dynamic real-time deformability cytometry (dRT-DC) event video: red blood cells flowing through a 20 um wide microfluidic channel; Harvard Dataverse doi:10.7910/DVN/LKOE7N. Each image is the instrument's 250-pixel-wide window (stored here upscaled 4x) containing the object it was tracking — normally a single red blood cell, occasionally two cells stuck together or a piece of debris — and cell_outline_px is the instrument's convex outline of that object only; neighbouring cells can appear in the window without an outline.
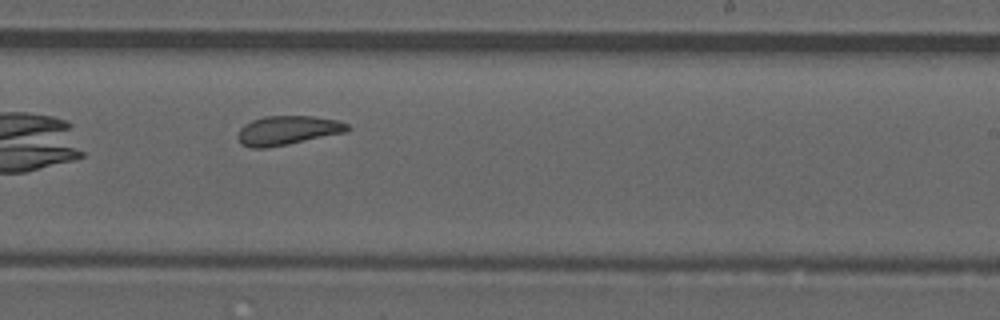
{"species": "common noctule bat (a hibernating species)", "species_latin": "Nyctalus noctula", "temperature_condition": "room temperature", "stored_images_in_passage": 36, "camera_frame_rate_fps": 3000, "um_per_image_px": 0.085, "animal": {"sex": "male", "forearm_length_mm": 52.5}, "frame": {"image": 1, "passage_image": 16, "time_ms": 5.0, "image_size_px": [1000, 320], "cell_outline_px": [[352, 128], [348, 132], [288, 144], [264, 148], [252, 148], [240, 144], [236, 136], [240, 128], [244, 124], [252, 120], [264, 116], [312, 116], [336, 120], [348, 124]], "centroid_in_image_um": [24.44, 11.08], "position_along_channel_um": 264.6, "area_um2": 18.79}}